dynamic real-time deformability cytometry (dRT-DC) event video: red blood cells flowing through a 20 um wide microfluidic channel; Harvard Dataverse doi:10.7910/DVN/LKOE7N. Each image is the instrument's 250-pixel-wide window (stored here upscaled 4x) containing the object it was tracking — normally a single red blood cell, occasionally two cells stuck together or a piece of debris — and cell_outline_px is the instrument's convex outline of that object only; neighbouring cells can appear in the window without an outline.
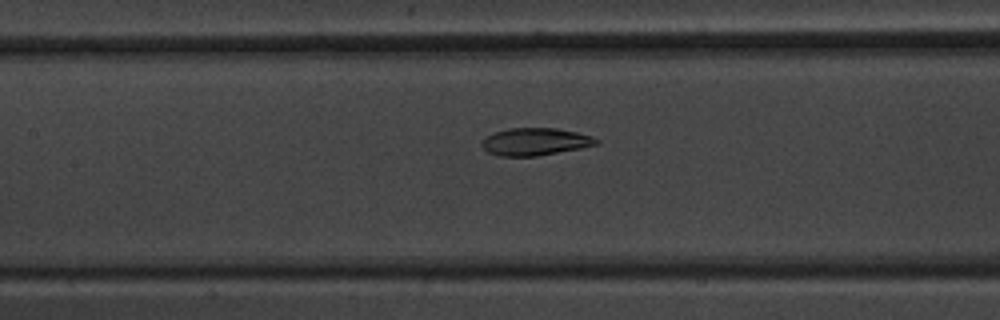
{"species": "common noctule bat (a hibernating species)", "species_latin": "Nyctalus noctula", "temperature_condition": "warm", "stored_images_in_passage": 52, "camera_frame_rate_fps": 3000, "um_per_image_px": 0.085, "animal": {"sex": "male", "body_mass_g": 20.1, "forearm_length_mm": 53.5}, "frame": {"image": 1, "passage_image": 25, "time_ms": 8.0, "image_size_px": [1000, 320], "cell_outline_px": [[600, 144], [580, 148], [536, 156], [500, 156], [488, 152], [480, 144], [492, 132], [508, 128], [556, 128], [576, 132], [592, 136], [600, 140]], "centroid_in_image_um": [45.5, 12.04], "position_along_channel_um": 161.9, "area_um2": 18.26}}
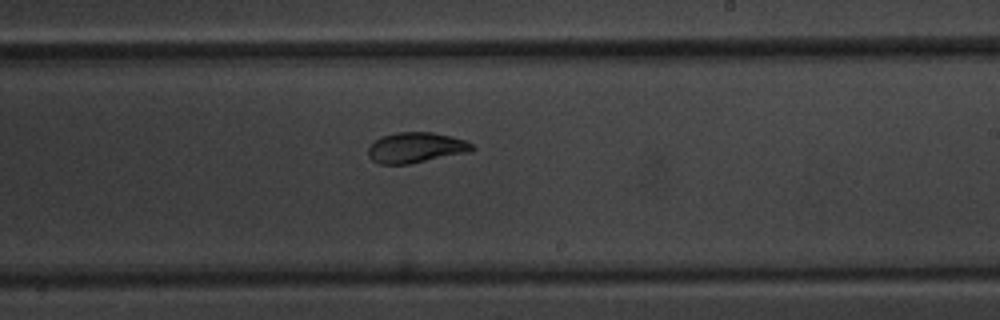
{"frame": {"image": 2, "passage_image": 32, "time_ms": 10.333, "image_size_px": [1000, 320], "cell_outline_px": [[476, 148], [472, 152], [408, 164], [380, 164], [372, 160], [368, 156], [368, 148], [376, 140], [384, 136], [396, 132], [432, 132], [464, 140], [472, 144]], "centroid_in_image_um": [35.37, 12.56], "position_along_channel_um": 253.6, "area_um2": 18.38}}
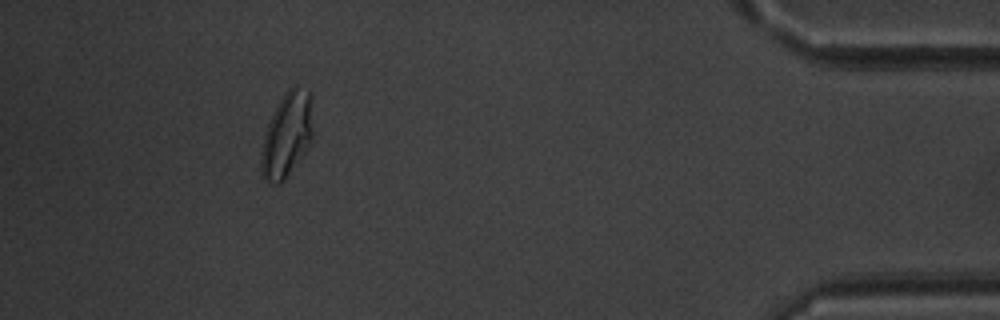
{"frame": {"image": 3, "passage_image": 48, "time_ms": 15.667, "image_size_px": [1000, 320], "cell_outline_px": [[316, 132], [308, 148], [284, 180], [280, 184], [276, 184], [268, 180], [260, 172], [260, 156], [264, 136], [272, 112], [288, 88], [292, 84], [296, 84], [308, 92], [312, 96]], "centroid_in_image_um": [24.45, 11.41], "position_along_channel_um": 410.7, "area_um2": 26.3}, "authors_computed_cell_mechanics": {"area_um2": 21.1837, "velocity_mm_per_s": 3.9409, "shape_relaxation_time_tau1_ms": 4.1832, "shape_relaxation_time_tau2_ms": 1.4542, "deformation_change_tau1": 0.1471, "deformation_change_tau2": 0.06}}